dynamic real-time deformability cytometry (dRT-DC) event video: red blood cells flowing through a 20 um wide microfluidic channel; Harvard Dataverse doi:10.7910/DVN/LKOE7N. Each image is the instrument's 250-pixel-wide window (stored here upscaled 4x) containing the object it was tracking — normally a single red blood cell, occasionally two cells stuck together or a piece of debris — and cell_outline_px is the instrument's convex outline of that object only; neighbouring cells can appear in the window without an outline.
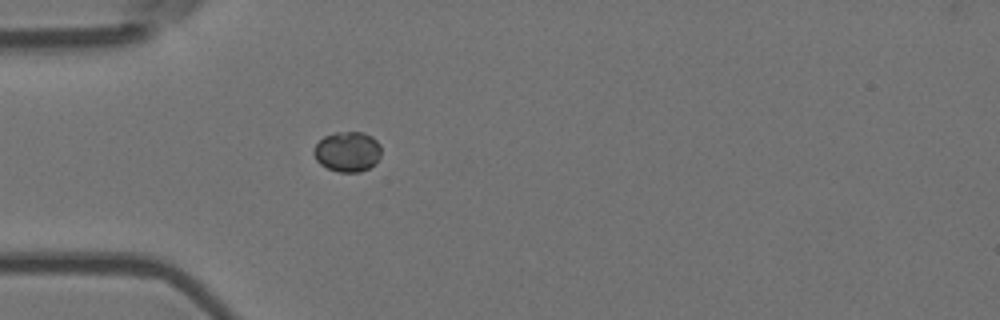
{"species": "Egyptian fruit bat (a non-hibernating species)", "species_latin": "Rousettus aegyptiacus", "temperature_condition": "room temperature", "stored_images_in_passage": 1, "camera_frame_rate_fps": 3000, "um_per_image_px": 0.085, "animal": {"sex": "female"}, "frame": {"image": 1, "passage_image": 1, "time_ms": 0.0, "image_size_px": [1000, 320], "cell_outline_px": [[380, 156], [376, 164], [360, 172], [336, 172], [320, 164], [316, 160], [312, 152], [316, 144], [324, 136], [336, 132], [364, 132], [372, 136], [380, 144]], "centroid_in_image_um": [29.53, 12.89], "position_along_channel_um": 55.5, "area_um2": 15.95}}